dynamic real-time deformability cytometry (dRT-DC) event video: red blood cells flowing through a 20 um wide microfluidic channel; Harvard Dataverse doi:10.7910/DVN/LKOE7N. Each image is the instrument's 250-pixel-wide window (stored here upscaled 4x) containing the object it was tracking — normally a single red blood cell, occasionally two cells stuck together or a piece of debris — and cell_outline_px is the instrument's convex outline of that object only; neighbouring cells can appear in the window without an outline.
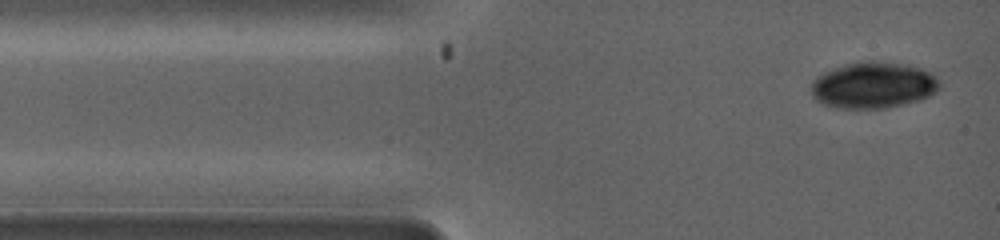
{"species": "common noctule bat (a hibernating species)", "species_latin": "Nyctalus noctula", "temperature_condition": "warm", "stored_images_in_passage": 9, "camera_frame_rate_fps": 5000, "um_per_image_px": 0.085, "animal": {"sex": "female", "body_mass_g": 19.0, "forearm_length_mm": 53.3}, "frame": {"image": 1, "passage_image": 2, "time_ms": 0.2, "image_size_px": [1000, 240], "cell_outline_px": [[940, 88], [936, 92], [920, 100], [884, 108], [836, 108], [824, 104], [816, 100], [812, 96], [812, 84], [816, 76], [824, 72], [848, 64], [868, 60], [900, 64], [920, 68], [932, 72], [936, 76], [940, 84]], "centroid_in_image_um": [74.24, 7.25], "position_along_channel_um": 10.8, "area_um2": 34.39}}